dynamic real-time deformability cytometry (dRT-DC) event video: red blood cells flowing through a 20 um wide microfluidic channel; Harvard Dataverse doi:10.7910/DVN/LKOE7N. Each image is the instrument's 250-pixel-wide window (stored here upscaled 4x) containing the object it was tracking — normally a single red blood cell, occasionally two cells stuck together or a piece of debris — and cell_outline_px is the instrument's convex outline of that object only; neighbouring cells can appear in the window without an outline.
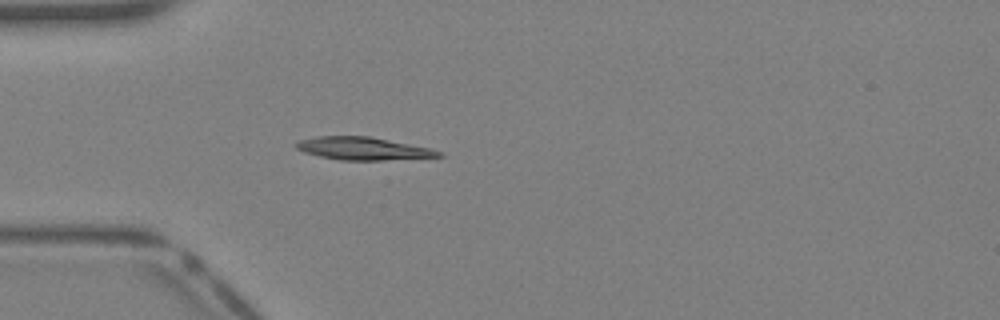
{"species": "Egyptian fruit bat (a non-hibernating species)", "species_latin": "Rousettus aegyptiacus", "temperature_condition": "warm", "stored_images_in_passage": 29, "camera_frame_rate_fps": 3000, "um_per_image_px": 0.085, "animal": {"sex": "female"}, "frame": {"image": 1, "passage_image": 1, "time_ms": 0.0, "image_size_px": [1000, 320], "cell_outline_px": [[444, 156], [384, 160], [340, 160], [320, 156], [304, 152], [296, 148], [292, 144], [296, 140], [316, 136], [368, 136], [432, 148], [444, 152]], "centroid_in_image_um": [30.84, 12.62], "position_along_channel_um": 54.2, "area_um2": 19.07}}
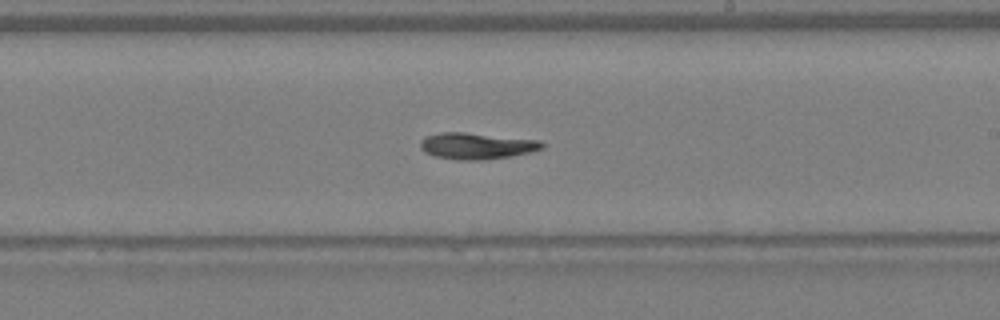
{"frame": {"image": 2, "passage_image": 13, "time_ms": 4.0, "image_size_px": [1000, 320], "cell_outline_px": [[544, 148], [532, 152], [512, 156], [484, 160], [456, 160], [432, 156], [424, 152], [420, 148], [420, 140], [428, 136], [440, 132], [464, 132], [540, 140], [544, 144]], "centroid_in_image_um": [40.51, 12.41], "position_along_channel_um": 248.5, "area_um2": 18.96}}
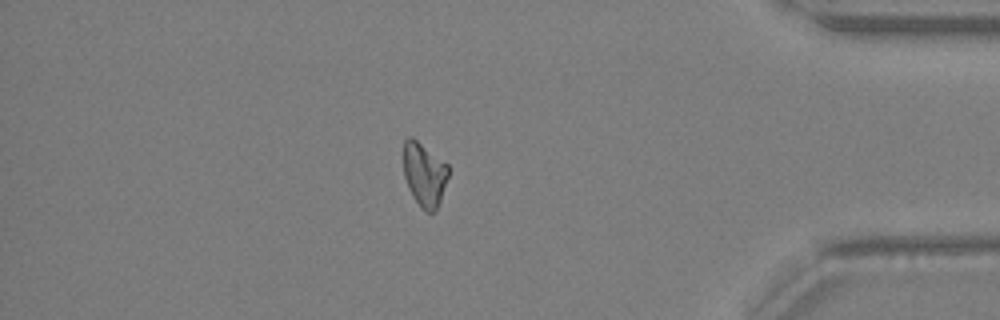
{"frame": {"image": 3, "passage_image": 24, "time_ms": 7.667, "image_size_px": [1000, 320], "cell_outline_px": [[448, 176], [436, 212], [424, 212], [420, 208], [412, 196], [408, 188], [404, 176], [404, 140], [408, 136], [412, 136], [448, 164]], "centroid_in_image_um": [36.06, 14.84], "position_along_channel_um": 399.1, "area_um2": 16.82}}